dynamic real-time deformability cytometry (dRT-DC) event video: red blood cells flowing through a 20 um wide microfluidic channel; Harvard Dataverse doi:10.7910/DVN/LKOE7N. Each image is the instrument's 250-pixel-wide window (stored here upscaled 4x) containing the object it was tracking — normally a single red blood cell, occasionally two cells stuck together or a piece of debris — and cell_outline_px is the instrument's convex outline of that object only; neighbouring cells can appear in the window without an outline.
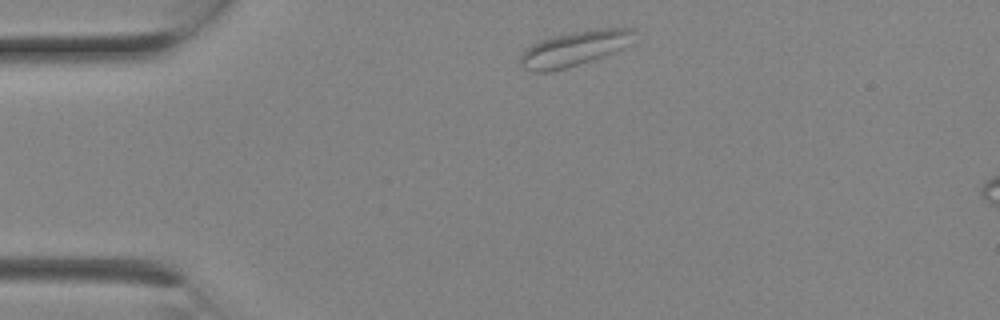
{"species": "Egyptian fruit bat (a non-hibernating species)", "species_latin": "Rousettus aegyptiacus", "temperature_condition": "room temperature", "stored_images_in_passage": 2, "camera_frame_rate_fps": 3000, "um_per_image_px": 0.085, "animal": {"sex": "female"}, "frame": {"image": 1, "passage_image": 1, "time_ms": 0.0, "image_size_px": [1000, 320], "cell_outline_px": [[636, 32], [620, 48], [612, 52], [592, 60], [580, 64], [548, 72], [532, 72], [524, 68], [520, 64], [520, 56], [532, 44], [540, 40], [556, 36], [576, 32], [600, 28], [636, 28]], "centroid_in_image_um": [48.76, 4.14], "position_along_channel_um": 36.2, "area_um2": 22.43}}